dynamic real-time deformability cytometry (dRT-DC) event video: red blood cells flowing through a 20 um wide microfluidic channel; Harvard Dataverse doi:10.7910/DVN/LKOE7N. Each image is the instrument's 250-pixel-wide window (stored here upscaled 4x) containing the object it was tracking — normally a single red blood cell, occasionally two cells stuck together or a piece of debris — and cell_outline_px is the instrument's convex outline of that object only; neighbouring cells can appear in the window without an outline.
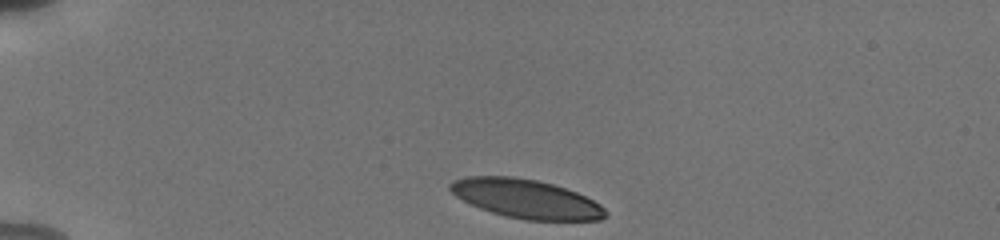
{"species": "human", "species_latin": "Homo sapiens", "temperature_condition": "cold", "stored_images_in_passage": 36, "camera_frame_rate_fps": 3000, "um_per_image_px": 0.085, "donor": {"sex": "male"}, "frame": {"image": 1, "passage_image": 1, "time_ms": 0.0, "image_size_px": [1000, 240], "cell_outline_px": [[608, 212], [600, 220], [528, 220], [508, 216], [492, 212], [480, 208], [456, 196], [448, 188], [448, 184], [452, 180], [468, 176], [512, 176], [536, 180], [552, 184], [576, 192], [600, 204]], "centroid_in_image_um": [44.69, 16.88], "position_along_channel_um": 40.3, "area_um2": 34.85}}
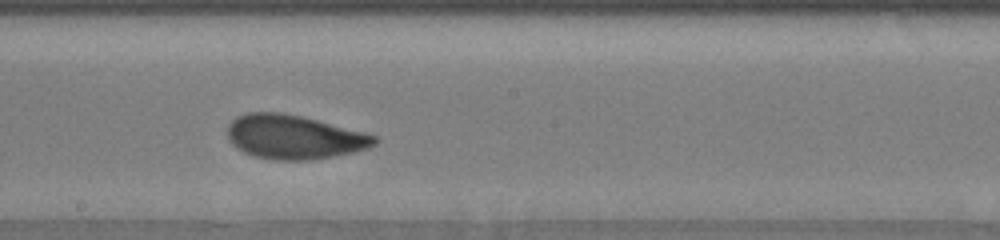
{"frame": {"image": 2, "passage_image": 20, "time_ms": 6.333, "image_size_px": [1000, 240], "cell_outline_px": [[376, 144], [368, 148], [352, 152], [332, 156], [308, 160], [276, 160], [252, 156], [236, 148], [228, 140], [228, 124], [236, 116], [248, 112], [280, 112], [300, 116], [364, 132], [376, 136]], "centroid_in_image_um": [24.94, 11.64], "position_along_channel_um": 223.3, "area_um2": 37.57}}
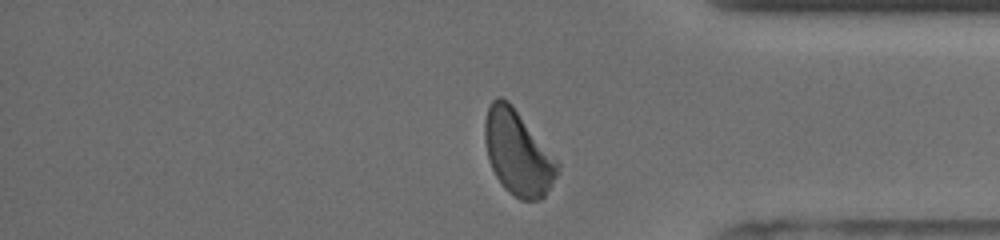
{"frame": {"image": 3, "passage_image": 34, "time_ms": 11.0, "image_size_px": [1000, 240], "cell_outline_px": [[560, 172], [544, 196], [540, 200], [520, 200], [504, 188], [496, 176], [488, 160], [484, 140], [484, 120], [488, 108], [492, 100], [496, 96], [500, 96], [508, 100], [512, 104], [560, 160]], "centroid_in_image_um": [44.04, 12.97], "position_along_channel_um": 391.2, "area_um2": 36.59}, "authors_computed_cell_mechanics": {"area_um2": 37.1076, "velocity_mm_per_s": 3.7886, "shape_relaxation_time_tau1_ms": 3.1526, "shape_relaxation_time_tau2_ms": 1.1256, "deformation_change_tau1": 0.1423, "deformation_change_tau2": 0.0674}}